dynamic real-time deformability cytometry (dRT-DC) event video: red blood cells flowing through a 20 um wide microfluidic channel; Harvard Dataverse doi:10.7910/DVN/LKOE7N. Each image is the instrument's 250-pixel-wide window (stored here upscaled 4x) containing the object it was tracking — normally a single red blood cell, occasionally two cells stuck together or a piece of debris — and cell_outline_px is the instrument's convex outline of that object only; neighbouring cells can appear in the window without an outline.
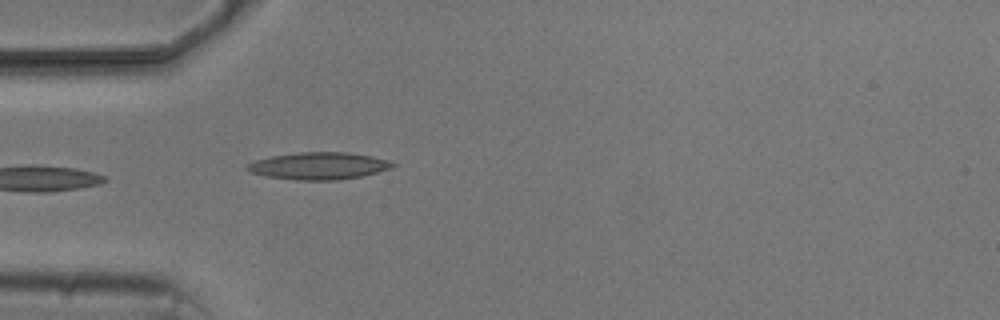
{"species": "common noctule bat (a hibernating species)", "species_latin": "Nyctalus noctula", "temperature_condition": "cold", "stored_images_in_passage": 2, "camera_frame_rate_fps": 3000, "um_per_image_px": 0.085, "animal": {"sex": "male", "body_mass_g": 20.5, "forearm_length_mm": 52.5}, "frame": {"image": 1, "passage_image": 2, "time_ms": 1.333, "image_size_px": [1000, 320], "cell_outline_px": [[396, 164], [392, 168], [360, 176], [336, 180], [296, 180], [268, 176], [252, 172], [244, 168], [248, 164], [256, 160], [272, 156], [296, 152], [348, 152], [372, 156], [388, 160]], "centroid_in_image_um": [27.11, 14.09], "position_along_channel_um": 57.9, "area_um2": 22.83}}